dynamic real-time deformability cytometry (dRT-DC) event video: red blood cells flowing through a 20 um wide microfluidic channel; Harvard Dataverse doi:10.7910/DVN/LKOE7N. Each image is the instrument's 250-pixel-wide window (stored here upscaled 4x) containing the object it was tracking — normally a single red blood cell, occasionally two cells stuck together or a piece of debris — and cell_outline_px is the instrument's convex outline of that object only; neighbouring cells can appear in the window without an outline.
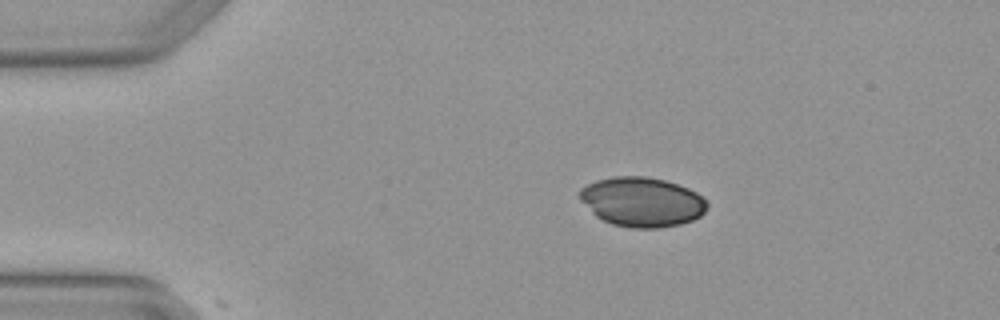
{"species": "Egyptian fruit bat (a non-hibernating species)", "species_latin": "Rousettus aegyptiacus", "temperature_condition": "warm", "stored_images_in_passage": 2, "camera_frame_rate_fps": 3000, "um_per_image_px": 0.085, "animal": {"sex": "female"}, "frame": {"image": 1, "passage_image": 2, "time_ms": 0.333, "image_size_px": [1000, 320], "cell_outline_px": [[708, 208], [700, 216], [692, 220], [680, 224], [656, 228], [632, 228], [612, 224], [596, 216], [580, 200], [580, 188], [596, 180], [612, 176], [644, 176], [664, 180], [688, 188], [704, 196], [708, 200]], "centroid_in_image_um": [54.59, 17.15], "position_along_channel_um": 30.4, "area_um2": 36.88}}